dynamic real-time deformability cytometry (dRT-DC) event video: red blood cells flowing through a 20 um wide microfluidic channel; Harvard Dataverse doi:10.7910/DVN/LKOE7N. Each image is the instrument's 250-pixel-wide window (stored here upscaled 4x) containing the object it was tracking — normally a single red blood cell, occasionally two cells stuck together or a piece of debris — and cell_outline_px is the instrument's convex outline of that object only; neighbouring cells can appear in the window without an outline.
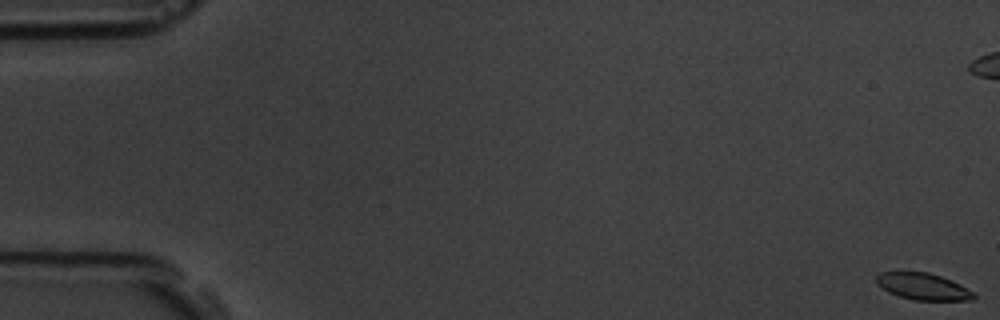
{"species": "common noctule bat (a hibernating species)", "species_latin": "Nyctalus noctula", "temperature_condition": "room temperature", "stored_images_in_passage": 6, "camera_frame_rate_fps": 3000, "um_per_image_px": 0.085, "animal": {"sex": "male", "body_mass_g": 19.5, "forearm_length_mm": 54.6}, "frame": {"image": 1, "passage_image": 1, "time_ms": 0.0, "image_size_px": [1000, 320], "cell_outline_px": [[976, 296], [972, 300], [912, 300], [888, 292], [876, 284], [876, 276], [880, 272], [928, 272], [952, 280], [960, 284], [972, 292]], "centroid_in_image_um": [78.43, 24.35], "position_along_channel_um": 6.6, "area_um2": 15.09}}